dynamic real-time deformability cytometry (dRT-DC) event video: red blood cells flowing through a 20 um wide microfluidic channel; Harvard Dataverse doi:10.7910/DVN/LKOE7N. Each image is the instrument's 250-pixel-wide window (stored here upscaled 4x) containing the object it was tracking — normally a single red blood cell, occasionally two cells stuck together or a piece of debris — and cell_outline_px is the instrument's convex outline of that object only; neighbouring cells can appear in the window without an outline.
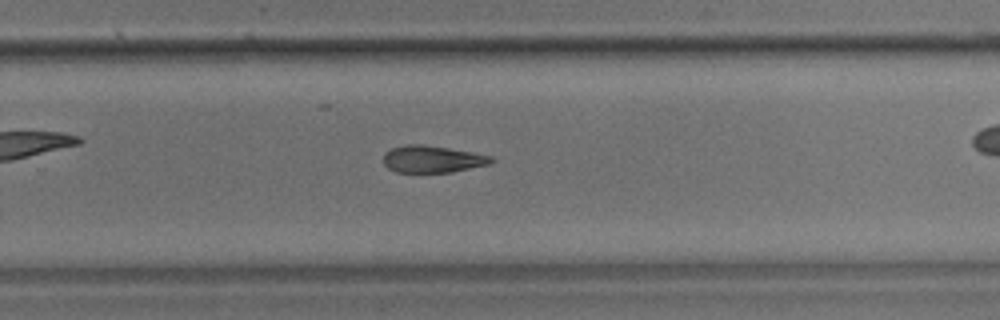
{"species": "common noctule bat (a hibernating species)", "species_latin": "Nyctalus noctula", "temperature_condition": "room temperature", "stored_images_in_passage": 18, "camera_frame_rate_fps": 3000, "um_per_image_px": 0.085, "animal": {"sex": "male", "body_mass_g": 17.9}, "frame": {"image": 1, "passage_image": 13, "time_ms": 4.0, "image_size_px": [1000, 320], "cell_outline_px": [[496, 160], [492, 164], [452, 172], [396, 172], [388, 168], [384, 164], [384, 152], [392, 148], [404, 144], [420, 144], [448, 148], [472, 152], [492, 156]], "centroid_in_image_um": [36.78, 13.52], "position_along_channel_um": 293.0, "area_um2": 17.11}}